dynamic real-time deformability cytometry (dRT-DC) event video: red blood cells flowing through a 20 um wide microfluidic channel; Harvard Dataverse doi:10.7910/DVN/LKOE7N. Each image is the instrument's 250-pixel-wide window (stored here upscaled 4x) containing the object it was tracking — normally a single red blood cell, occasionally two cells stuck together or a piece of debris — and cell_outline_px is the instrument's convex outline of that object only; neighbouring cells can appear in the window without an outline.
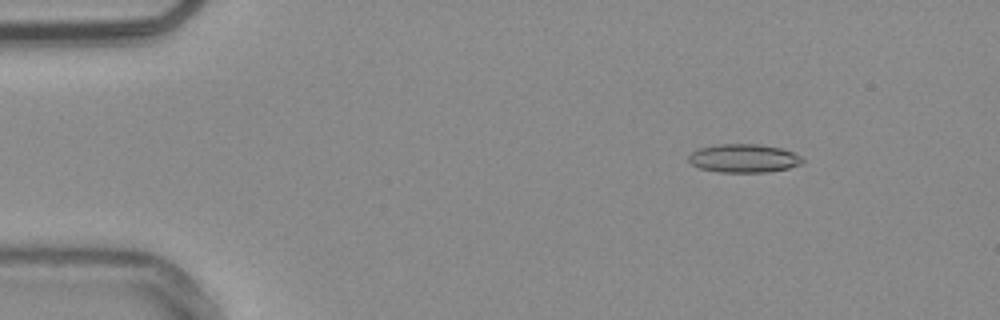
{"species": "common noctule bat (a hibernating species)", "species_latin": "Nyctalus noctula", "temperature_condition": "warm", "stored_images_in_passage": 53, "camera_frame_rate_fps": 3000, "um_per_image_px": 0.085, "animal": {"sex": "male", "body_mass_g": 20.4}, "frame": {"image": 1, "passage_image": 7, "time_ms": 2.0, "image_size_px": [1000, 320], "cell_outline_px": [[804, 164], [788, 168], [768, 172], [720, 172], [700, 168], [692, 164], [688, 160], [688, 156], [692, 152], [700, 148], [720, 144], [760, 144], [780, 148], [792, 152], [800, 156], [804, 160]], "centroid_in_image_um": [63.25, 13.46], "position_along_channel_um": 21.8, "area_um2": 18.84}}
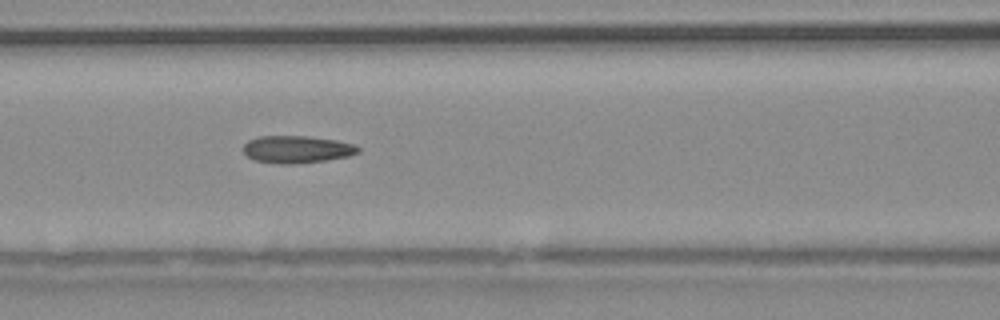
{"frame": {"image": 2, "passage_image": 23, "time_ms": 7.333, "image_size_px": [1000, 320], "cell_outline_px": [[360, 152], [348, 156], [324, 160], [292, 164], [280, 164], [256, 160], [248, 156], [244, 152], [244, 144], [248, 140], [256, 136], [308, 136], [336, 140], [352, 144], [360, 148]], "centroid_in_image_um": [25.22, 12.68], "position_along_channel_um": 141.4, "area_um2": 18.15}}
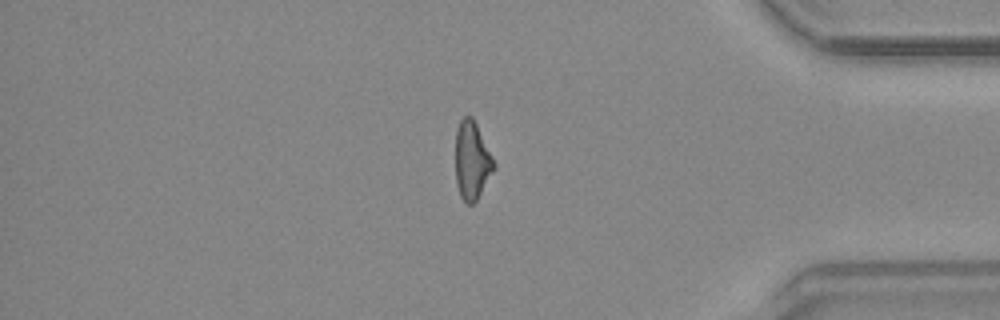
{"frame": {"image": 3, "passage_image": 45, "time_ms": 14.667, "image_size_px": [1000, 320], "cell_outline_px": [[496, 168], [476, 200], [472, 204], [468, 204], [460, 196], [456, 184], [456, 128], [460, 120], [464, 116], [472, 116], [496, 164]], "centroid_in_image_um": [40.11, 13.65], "position_along_channel_um": 395.1, "area_um2": 17.4}, "authors_computed_cell_mechanics": {"area_um2": 18.0336, "velocity_mm_per_s": 3.8223, "shape_relaxation_time_tau1_ms": null, "shape_relaxation_time_tau2_ms": 3.9926, "deformation_change_tau1": null, "deformation_change_tau2": 0.1499}}